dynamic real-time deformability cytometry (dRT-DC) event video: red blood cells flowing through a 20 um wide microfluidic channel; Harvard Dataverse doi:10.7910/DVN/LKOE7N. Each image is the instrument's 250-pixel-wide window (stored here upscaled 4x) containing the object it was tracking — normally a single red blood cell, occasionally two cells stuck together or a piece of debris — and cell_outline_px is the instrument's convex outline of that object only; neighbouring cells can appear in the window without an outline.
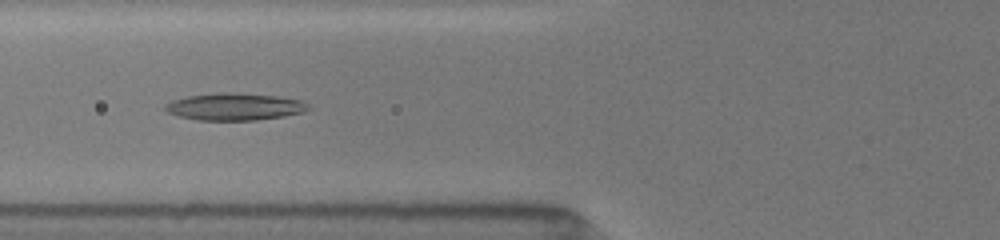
{"species": "common noctule bat (a hibernating species)", "species_latin": "Nyctalus noctula", "temperature_condition": "room temperature", "stored_images_in_passage": 37, "camera_frame_rate_fps": 3000, "um_per_image_px": 0.085, "animal": {"sex": "female", "body_mass_g": 19.5, "forearm_length_mm": 54.1}, "frame": {"image": 1, "passage_image": 6, "time_ms": 1.667, "image_size_px": [1000, 240], "cell_outline_px": [[312, 108], [304, 112], [284, 116], [256, 120], [196, 120], [180, 116], [168, 112], [164, 108], [164, 104], [172, 100], [188, 96], [216, 92], [236, 92], [276, 96], [300, 100], [308, 104]], "centroid_in_image_um": [19.95, 9.06], "position_along_channel_um": 105.9, "area_um2": 22.77}}
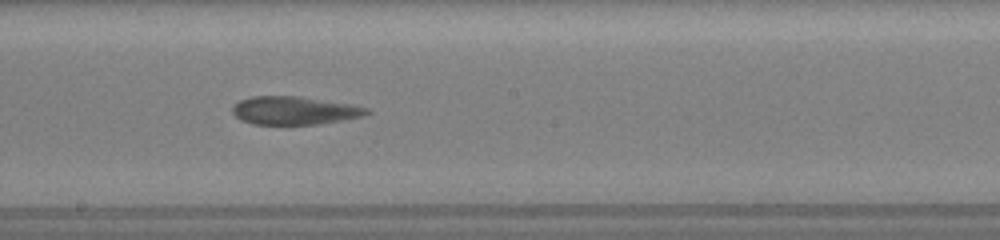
{"frame": {"image": 2, "passage_image": 15, "time_ms": 4.667, "image_size_px": [1000, 240], "cell_outline_px": [[372, 112], [364, 116], [320, 124], [252, 124], [240, 120], [232, 112], [232, 108], [240, 100], [252, 96], [300, 96], [352, 104], [368, 108]], "centroid_in_image_um": [25.05, 9.39], "position_along_channel_um": 223.1, "area_um2": 22.14}}
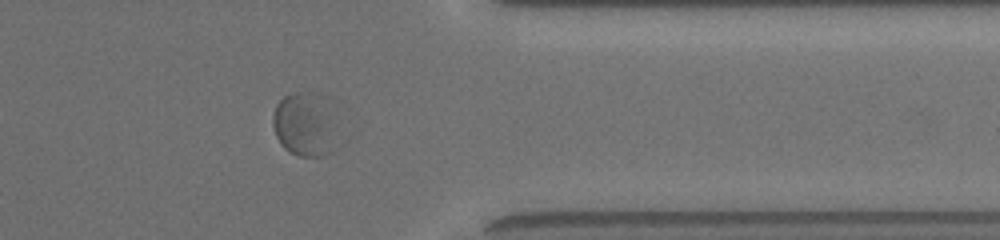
{"frame": {"image": 3, "passage_image": 28, "time_ms": 9.0, "image_size_px": [1000, 240], "cell_outline_px": [[356, 132], [352, 140], [332, 152], [324, 156], [300, 156], [288, 152], [280, 144], [276, 136], [272, 124], [272, 116], [276, 104], [284, 96], [292, 92], [312, 92]], "centroid_in_image_um": [26.26, 10.69], "position_along_channel_um": 385.1, "area_um2": 27.4}}